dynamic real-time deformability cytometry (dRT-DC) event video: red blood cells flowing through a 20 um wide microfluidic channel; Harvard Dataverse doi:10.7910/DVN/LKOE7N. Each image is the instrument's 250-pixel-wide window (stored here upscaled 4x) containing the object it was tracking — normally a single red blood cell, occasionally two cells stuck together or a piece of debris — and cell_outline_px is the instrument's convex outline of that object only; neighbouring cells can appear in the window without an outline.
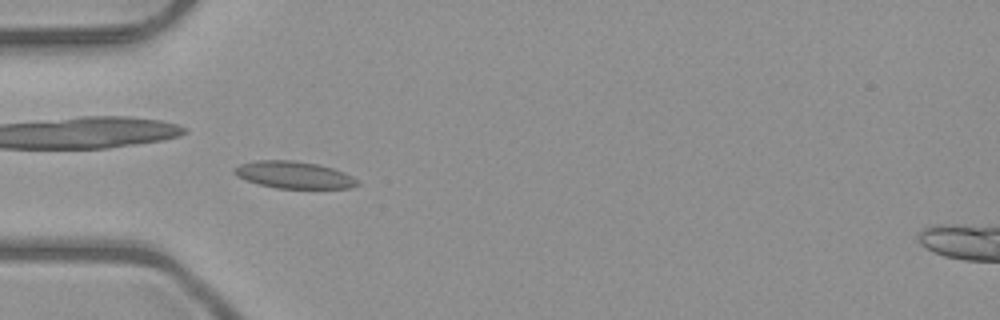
{"species": "common noctule bat (a hibernating species)", "species_latin": "Nyctalus noctula", "temperature_condition": "room temperature", "stored_images_in_passage": 52, "camera_frame_rate_fps": 3000, "um_per_image_px": 0.085, "animal": {"sex": "male", "body_mass_g": 23.1, "forearm_length_mm": 52.7}, "frame": {"image": 1, "passage_image": 16, "time_ms": 5.0, "image_size_px": [1000, 320], "cell_outline_px": [[360, 184], [352, 188], [276, 188], [260, 184], [236, 176], [232, 172], [232, 168], [240, 164], [256, 160], [292, 160], [320, 164], [344, 172], [360, 180]], "centroid_in_image_um": [25.0, 14.86], "position_along_channel_um": 60.0, "area_um2": 19.54}}
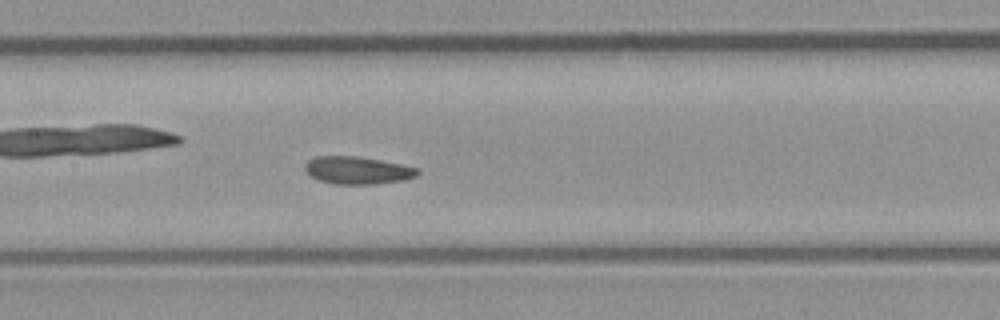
{"frame": {"image": 2, "passage_image": 25, "time_ms": 8.0, "image_size_px": [1000, 320], "cell_outline_px": [[420, 172], [416, 176], [408, 180], [376, 184], [336, 184], [320, 180], [308, 176], [304, 168], [304, 164], [308, 160], [316, 156], [356, 156], [380, 160], [420, 168]], "centroid_in_image_um": [30.4, 14.48], "position_along_channel_um": 177.0, "area_um2": 18.32}}
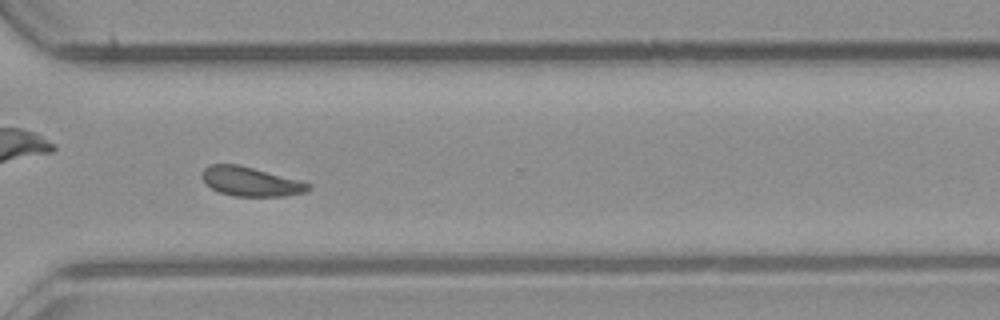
{"frame": {"image": 3, "passage_image": 38, "time_ms": 12.333, "image_size_px": [1000, 320], "cell_outline_px": [[312, 188], [304, 192], [284, 196], [236, 196], [220, 192], [212, 188], [200, 176], [200, 172], [208, 164], [236, 164], [300, 180], [312, 184]], "centroid_in_image_um": [21.3, 15.42], "position_along_channel_um": 349.3, "area_um2": 17.98}}